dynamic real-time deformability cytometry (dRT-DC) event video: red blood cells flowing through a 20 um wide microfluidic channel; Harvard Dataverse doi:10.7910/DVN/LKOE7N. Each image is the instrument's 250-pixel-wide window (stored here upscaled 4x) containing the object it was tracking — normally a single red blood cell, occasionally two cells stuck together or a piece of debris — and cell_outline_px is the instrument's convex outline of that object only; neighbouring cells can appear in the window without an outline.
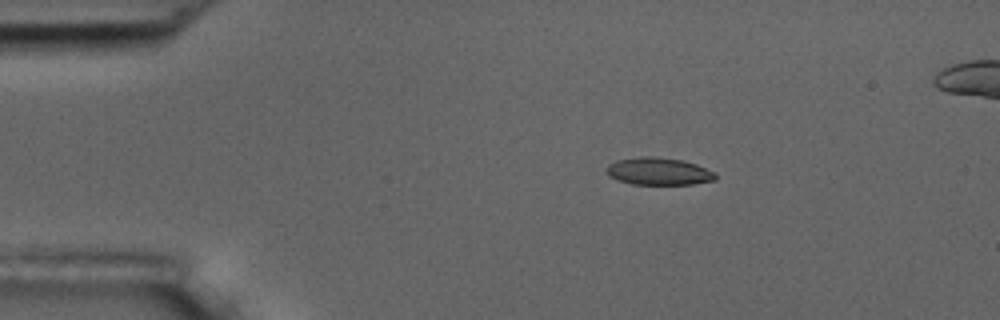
{"species": "common noctule bat (a hibernating species)", "species_latin": "Nyctalus noctula", "temperature_condition": "room temperature", "stored_images_in_passage": 46, "camera_frame_rate_fps": 3000, "um_per_image_px": 0.085, "animal": {"sex": "male", "body_mass_g": 17.5, "forearm_length_mm": 52.3}, "frame": {"image": 1, "passage_image": 1, "time_ms": 0.0, "image_size_px": [1000, 320], "cell_outline_px": [[716, 180], [692, 184], [632, 184], [616, 180], [608, 176], [608, 164], [616, 160], [640, 156], [652, 156], [680, 160], [696, 164], [716, 172]], "centroid_in_image_um": [55.98, 14.56], "position_along_channel_um": 29.0, "area_um2": 17.4}}
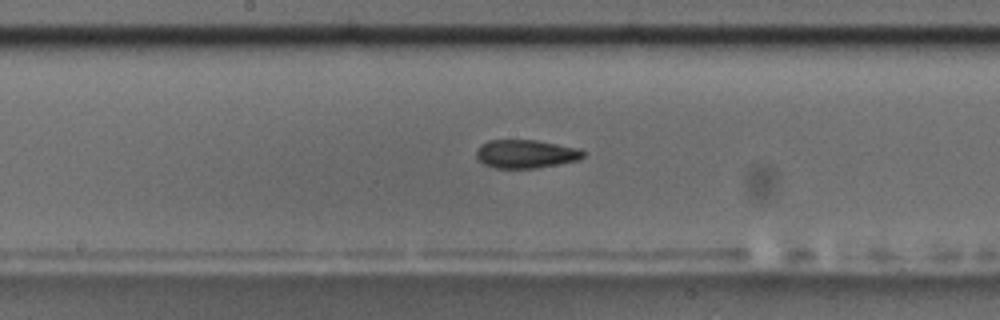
{"frame": {"image": 2, "passage_image": 20, "time_ms": 6.333, "image_size_px": [1000, 320], "cell_outline_px": [[588, 152], [580, 160], [536, 168], [496, 168], [484, 164], [476, 156], [476, 148], [480, 144], [488, 140], [536, 140], [580, 148]], "centroid_in_image_um": [44.73, 13.07], "position_along_channel_um": 203.5, "area_um2": 17.92}}
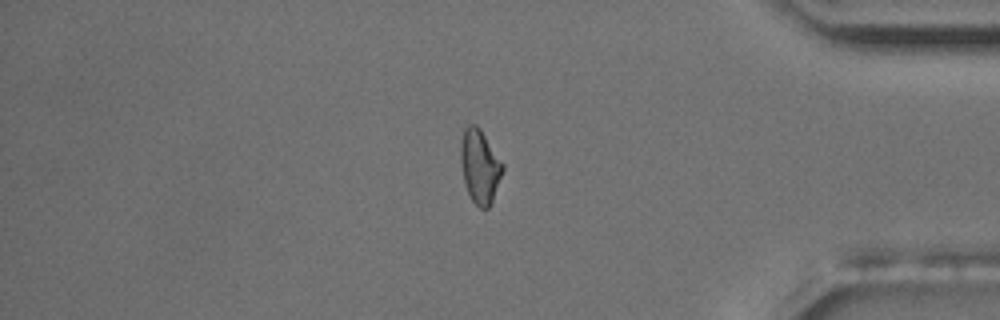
{"frame": {"image": 3, "passage_image": 38, "time_ms": 12.333, "image_size_px": [1000, 320], "cell_outline_px": [[504, 168], [492, 200], [488, 208], [480, 208], [472, 200], [468, 192], [464, 180], [460, 160], [460, 140], [464, 128], [468, 124], [476, 124], [480, 128], [504, 164]], "centroid_in_image_um": [40.77, 14.09], "position_along_channel_um": 394.4, "area_um2": 17.98}, "authors_computed_cell_mechanics": {"area_um2": 17.8602, "velocity_mm_per_s": 3.6375, "shape_relaxation_time_tau1_ms": null, "shape_relaxation_time_tau2_ms": 2.3921, "deformation_change_tau1": null, "deformation_change_tau2": 0.0812}}